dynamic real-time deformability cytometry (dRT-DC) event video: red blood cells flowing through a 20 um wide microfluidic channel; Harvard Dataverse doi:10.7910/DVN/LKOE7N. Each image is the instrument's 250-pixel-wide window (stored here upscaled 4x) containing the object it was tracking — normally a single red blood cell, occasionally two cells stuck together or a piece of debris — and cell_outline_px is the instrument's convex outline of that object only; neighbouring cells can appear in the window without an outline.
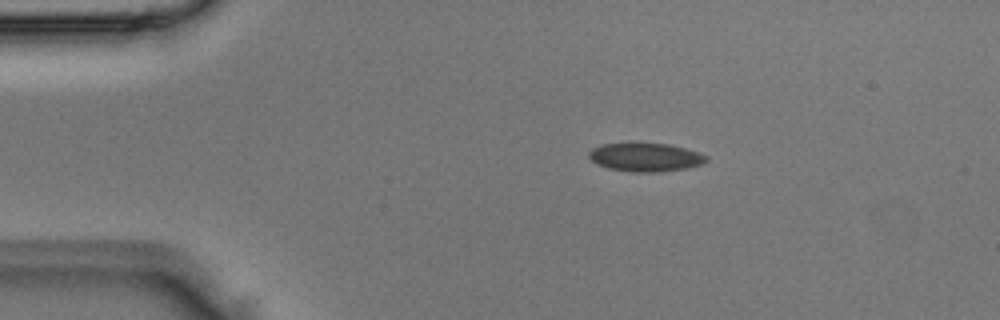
{"species": "Egyptian fruit bat (a non-hibernating species)", "species_latin": "Rousettus aegyptiacus", "temperature_condition": "room temperature", "stored_images_in_passage": 3, "camera_frame_rate_fps": 3000, "um_per_image_px": 0.085, "animal": {"sex": "male"}, "frame": {"image": 1, "passage_image": 2, "time_ms": 0.333, "image_size_px": [1000, 320], "cell_outline_px": [[708, 160], [704, 164], [688, 168], [660, 172], [632, 172], [608, 168], [596, 164], [588, 156], [588, 152], [592, 148], [604, 144], [632, 140], [636, 140], [668, 144], [684, 148], [708, 156]], "centroid_in_image_um": [54.84, 13.32], "position_along_channel_um": 30.2, "area_um2": 20.35}}